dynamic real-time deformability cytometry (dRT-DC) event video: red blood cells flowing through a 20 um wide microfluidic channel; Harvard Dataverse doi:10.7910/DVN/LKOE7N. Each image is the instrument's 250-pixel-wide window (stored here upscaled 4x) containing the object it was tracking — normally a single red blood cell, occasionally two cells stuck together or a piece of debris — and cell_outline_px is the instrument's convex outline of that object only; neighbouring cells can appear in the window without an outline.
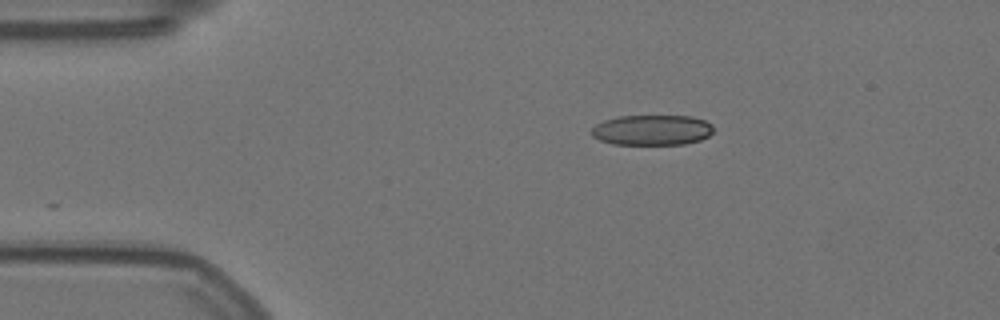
{"species": "Egyptian fruit bat (a non-hibernating species)", "species_latin": "Rousettus aegyptiacus", "temperature_condition": "warm", "stored_images_in_passage": 28, "camera_frame_rate_fps": 3000, "um_per_image_px": 0.085, "animal": {"sex": "female"}, "frame": {"image": 1, "passage_image": 1, "time_ms": 0.0, "image_size_px": [1000, 320], "cell_outline_px": [[712, 132], [708, 136], [700, 140], [684, 144], [612, 144], [600, 140], [592, 136], [592, 128], [596, 124], [604, 120], [620, 116], [692, 116], [704, 120], [712, 124]], "centroid_in_image_um": [55.42, 11.05], "position_along_channel_um": 29.6, "area_um2": 21.5}}
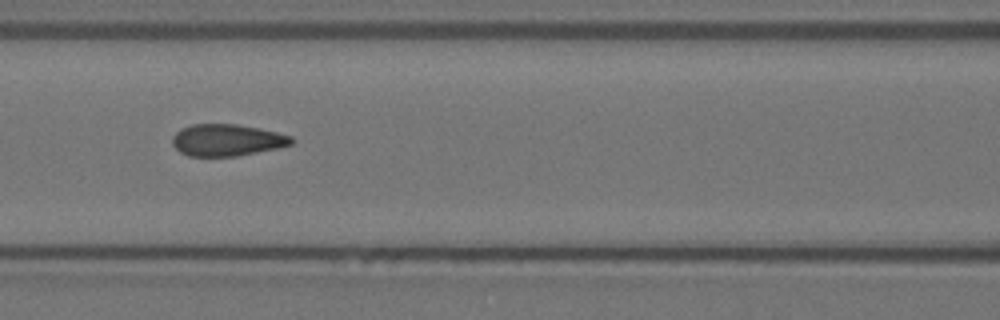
{"frame": {"image": 2, "passage_image": 15, "time_ms": 4.667, "image_size_px": [1000, 320], "cell_outline_px": [[296, 140], [292, 144], [280, 148], [236, 156], [188, 156], [180, 152], [172, 144], [172, 136], [180, 128], [192, 124], [236, 124], [276, 132], [292, 136]], "centroid_in_image_um": [19.29, 11.91], "position_along_channel_um": 147.3, "area_um2": 22.2}}
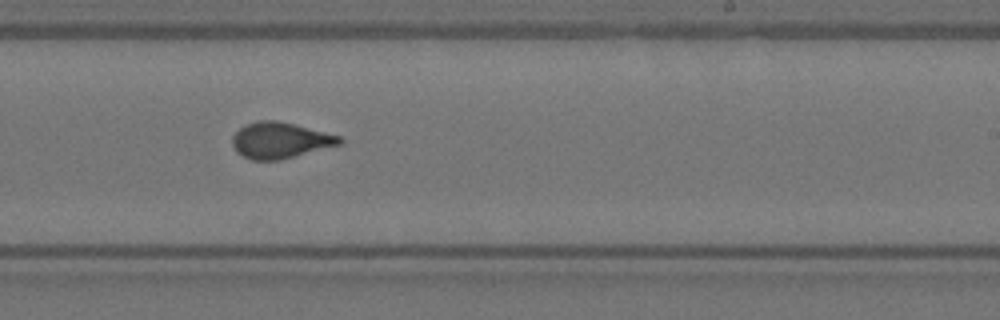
{"frame": {"image": 3, "passage_image": 25, "time_ms": 8.0, "image_size_px": [1000, 320], "cell_outline_px": [[344, 140], [340, 144], [280, 160], [252, 160], [236, 152], [232, 144], [232, 136], [244, 124], [256, 120], [276, 120], [340, 136]], "centroid_in_image_um": [23.76, 11.92], "position_along_channel_um": 265.2, "area_um2": 22.31}}